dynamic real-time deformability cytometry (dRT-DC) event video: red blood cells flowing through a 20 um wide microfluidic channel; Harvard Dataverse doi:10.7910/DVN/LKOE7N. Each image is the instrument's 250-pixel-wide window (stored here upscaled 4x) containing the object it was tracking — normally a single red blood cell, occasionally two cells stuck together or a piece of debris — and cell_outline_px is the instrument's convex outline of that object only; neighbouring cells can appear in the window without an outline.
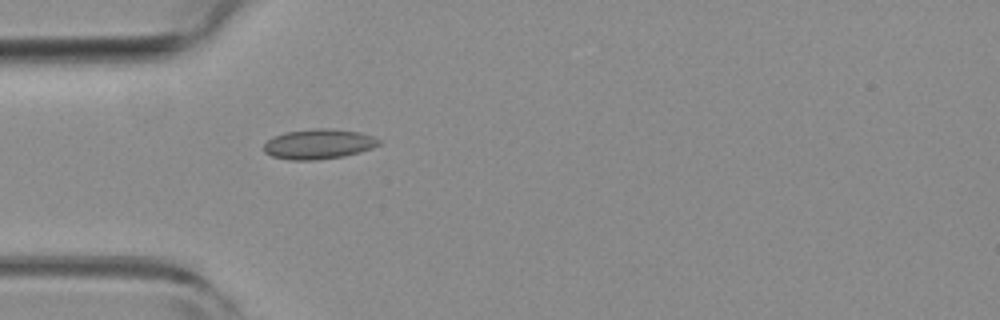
{"species": "common noctule bat (a hibernating species)", "species_latin": "Nyctalus noctula", "temperature_condition": "room temperature", "stored_images_in_passage": 1, "camera_frame_rate_fps": 3000, "um_per_image_px": 0.085, "animal": {"sex": "female", "body_mass_g": 19.3, "forearm_length_mm": 54.1}, "frame": {"image": 1, "passage_image": 1, "time_ms": 0.0, "image_size_px": [1000, 320], "cell_outline_px": [[380, 144], [372, 148], [360, 152], [344, 156], [316, 160], [288, 160], [272, 156], [264, 152], [264, 144], [272, 136], [284, 132], [316, 128], [332, 128], [360, 132], [372, 136], [380, 140]], "centroid_in_image_um": [27.07, 12.24], "position_along_channel_um": 57.9, "area_um2": 20.29}}